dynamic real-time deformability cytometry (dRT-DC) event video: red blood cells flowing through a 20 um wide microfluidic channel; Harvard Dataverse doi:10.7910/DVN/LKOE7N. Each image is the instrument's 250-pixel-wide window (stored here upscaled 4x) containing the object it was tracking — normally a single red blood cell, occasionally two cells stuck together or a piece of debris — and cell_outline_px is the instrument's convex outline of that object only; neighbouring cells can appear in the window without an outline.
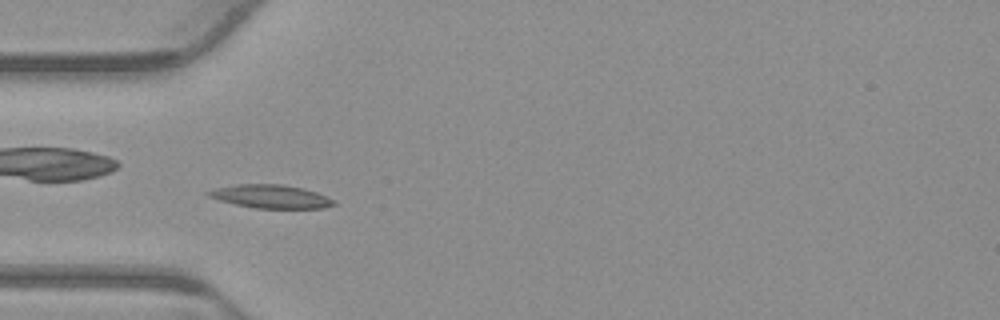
{"species": "common noctule bat (a hibernating species)", "species_latin": "Nyctalus noctula", "temperature_condition": "warm", "stored_images_in_passage": 52, "camera_frame_rate_fps": 3000, "um_per_image_px": 0.085, "animal": {"sex": "male", "body_mass_g": 23.1, "forearm_length_mm": 52.7}, "frame": {"image": 1, "passage_image": 15, "time_ms": 4.667, "image_size_px": [1000, 320], "cell_outline_px": [[336, 204], [324, 208], [256, 208], [236, 204], [220, 200], [208, 196], [204, 192], [216, 188], [236, 184], [280, 184], [304, 188], [328, 196], [336, 200]], "centroid_in_image_um": [23.05, 16.69], "position_along_channel_um": 61.9, "area_um2": 17.11}}
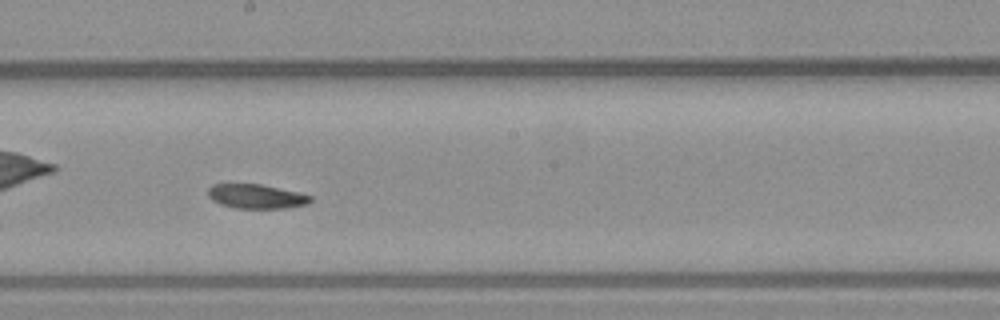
{"frame": {"image": 2, "passage_image": 28, "time_ms": 9.0, "image_size_px": [1000, 320], "cell_outline_px": [[312, 200], [308, 204], [284, 208], [236, 208], [220, 204], [212, 200], [208, 196], [208, 188], [212, 184], [260, 184], [300, 192], [312, 196]], "centroid_in_image_um": [21.79, 16.69], "position_along_channel_um": 226.4, "area_um2": 14.57}}
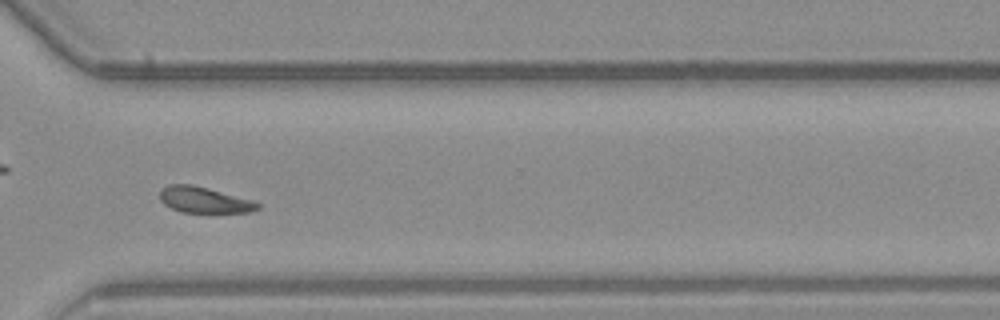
{"frame": {"image": 3, "passage_image": 38, "time_ms": 12.333, "image_size_px": [1000, 320], "cell_outline_px": [[260, 208], [248, 212], [180, 212], [164, 204], [160, 200], [160, 192], [168, 184], [192, 184], [208, 188], [252, 200], [260, 204]], "centroid_in_image_um": [17.34, 16.99], "position_along_channel_um": 353.3, "area_um2": 14.62}}